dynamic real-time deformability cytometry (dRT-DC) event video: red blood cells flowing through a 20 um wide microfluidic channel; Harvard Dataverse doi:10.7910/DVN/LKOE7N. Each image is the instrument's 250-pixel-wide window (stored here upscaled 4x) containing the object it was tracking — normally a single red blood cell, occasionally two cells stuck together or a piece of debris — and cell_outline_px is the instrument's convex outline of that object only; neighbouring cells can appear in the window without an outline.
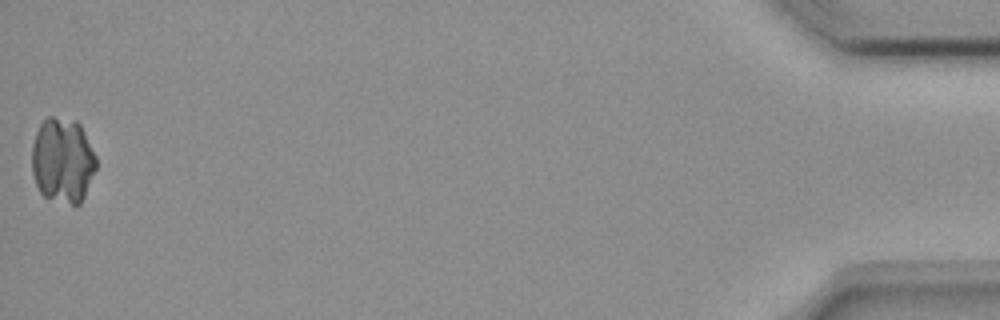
{"species": "common noctule bat (a hibernating species)", "species_latin": "Nyctalus noctula", "temperature_condition": "room temperature", "stored_images_in_passage": 55, "camera_frame_rate_fps": 3000, "um_per_image_px": 0.085, "animal": {"sex": "female", "body_mass_g": 18.4}, "frame": {"image": 1, "passage_image": 55, "time_ms": 18.0, "image_size_px": [1000, 320], "cell_outline_px": [[96, 168], [84, 196], [80, 204], [72, 204], [44, 196], [40, 192], [36, 184], [32, 172], [32, 144], [36, 132], [40, 124], [48, 116], [52, 116], [76, 120], [80, 124], [96, 156]], "centroid_in_image_um": [5.32, 13.6], "position_along_channel_um": 429.9, "area_um2": 31.85}}